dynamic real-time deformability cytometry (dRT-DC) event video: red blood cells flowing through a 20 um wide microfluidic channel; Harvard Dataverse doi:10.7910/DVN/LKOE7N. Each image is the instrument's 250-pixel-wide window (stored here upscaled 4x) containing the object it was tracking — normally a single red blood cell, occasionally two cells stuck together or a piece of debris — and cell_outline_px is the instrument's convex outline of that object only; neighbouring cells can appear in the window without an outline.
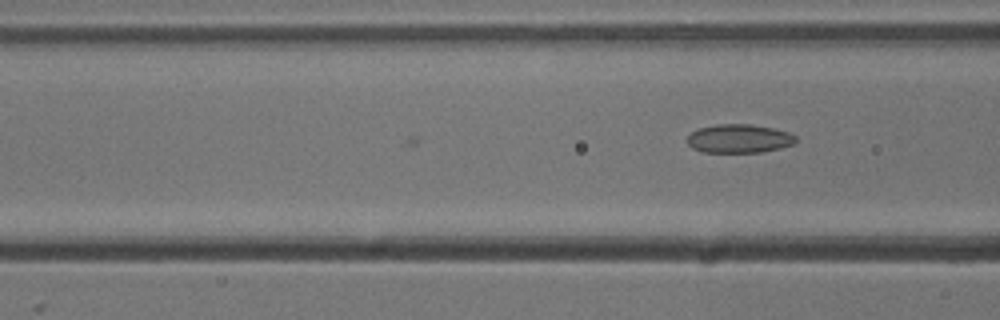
{"species": "common noctule bat (a hibernating species)", "species_latin": "Nyctalus noctula", "temperature_condition": "cold", "stored_images_in_passage": 7, "camera_frame_rate_fps": 3000, "um_per_image_px": 0.085, "animal": {"sex": "male", "body_mass_g": 13.3}, "frame": {"image": 1, "passage_image": 7, "time_ms": 2.0, "image_size_px": [1000, 320], "cell_outline_px": [[796, 140], [792, 144], [780, 148], [764, 152], [700, 152], [692, 148], [688, 144], [688, 136], [696, 128], [716, 124], [752, 124], [772, 128], [788, 132], [796, 136]], "centroid_in_image_um": [62.79, 11.78], "position_along_channel_um": 103.8, "area_um2": 18.21}}